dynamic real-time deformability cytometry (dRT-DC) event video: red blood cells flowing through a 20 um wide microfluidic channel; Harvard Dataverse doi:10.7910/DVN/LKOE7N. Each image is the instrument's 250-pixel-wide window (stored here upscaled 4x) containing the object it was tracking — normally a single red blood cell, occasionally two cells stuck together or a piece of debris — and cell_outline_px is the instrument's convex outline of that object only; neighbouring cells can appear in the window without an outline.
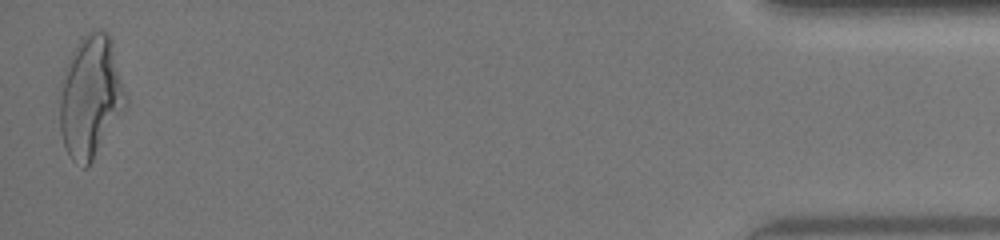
{"species": "human", "species_latin": "Homo sapiens", "temperature_condition": "warm", "stored_images_in_passage": 35, "camera_frame_rate_fps": 3000, "um_per_image_px": 0.085, "donor": {"sex": "female"}, "frame": {"image": 1, "passage_image": 35, "time_ms": 11.333, "image_size_px": [1000, 240], "cell_outline_px": [[128, 104], [92, 160], [84, 168], [72, 160], [64, 144], [60, 128], [60, 100], [68, 56], [80, 36], [88, 32], [100, 28], [108, 32], [112, 36], [128, 96]], "centroid_in_image_um": [7.75, 8.12], "position_along_channel_um": 427.5, "area_um2": 47.34}, "authors_computed_cell_mechanics": {"area_um2": 39.4196, "velocity_mm_per_s": 4.1707, "shape_relaxation_time_tau1_ms": 5.0382, "shape_relaxation_time_tau2_ms": 0.7907, "deformation_change_tau1": 0.2518, "deformation_change_tau2": 0.1043}}